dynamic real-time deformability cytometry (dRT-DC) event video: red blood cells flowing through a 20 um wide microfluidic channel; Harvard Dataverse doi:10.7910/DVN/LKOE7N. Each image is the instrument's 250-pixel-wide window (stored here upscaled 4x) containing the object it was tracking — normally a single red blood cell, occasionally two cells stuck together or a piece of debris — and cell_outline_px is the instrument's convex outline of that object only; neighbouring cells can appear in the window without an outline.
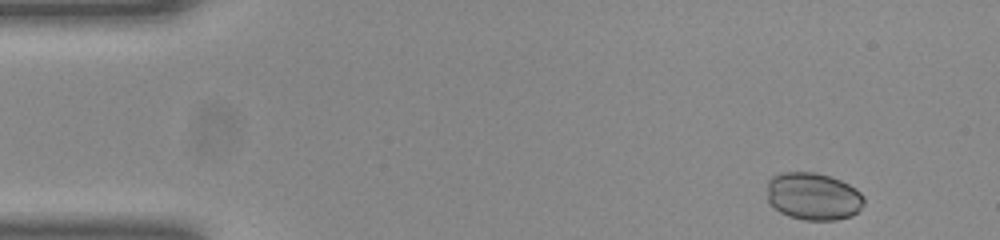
{"species": "common noctule bat (a hibernating species)", "species_latin": "Nyctalus noctula", "temperature_condition": "room temperature", "stored_images_in_passage": 48, "camera_frame_rate_fps": 3000, "um_per_image_px": 0.085, "animal": {"sex": "female", "body_mass_g": 23.0, "forearm_length_mm": 53.4}, "frame": {"image": 1, "passage_image": 2, "time_ms": 0.333, "image_size_px": [1000, 240], "cell_outline_px": [[864, 204], [852, 216], [836, 220], [804, 220], [788, 216], [780, 212], [768, 200], [768, 180], [772, 176], [780, 172], [816, 172], [840, 180], [856, 188], [864, 196]], "centroid_in_image_um": [69.14, 16.69], "position_along_channel_um": 15.9, "area_um2": 26.88}}
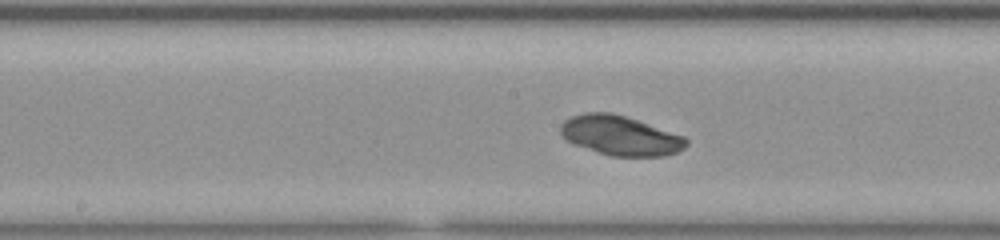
{"frame": {"image": 2, "passage_image": 23, "time_ms": 7.333, "image_size_px": [1000, 240], "cell_outline_px": [[688, 144], [684, 148], [676, 152], [664, 156], [612, 156], [572, 144], [560, 132], [560, 124], [564, 120], [572, 116], [584, 112], [612, 112], [684, 136], [688, 140]], "centroid_in_image_um": [52.71, 11.52], "position_along_channel_um": 195.5, "area_um2": 28.78}}
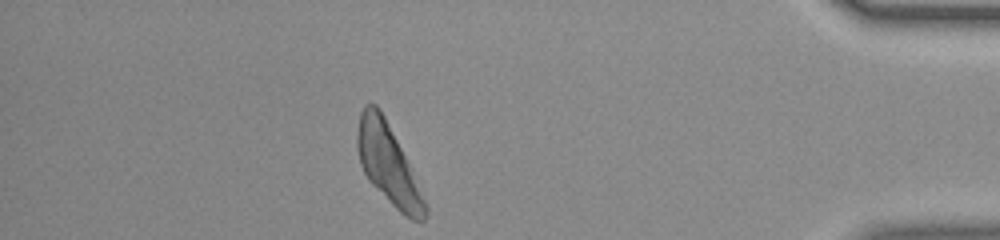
{"frame": {"image": 3, "passage_image": 42, "time_ms": 13.667, "image_size_px": [1000, 240], "cell_outline_px": [[428, 216], [424, 220], [412, 220], [404, 216], [368, 180], [360, 164], [356, 144], [356, 136], [360, 112], [364, 104], [376, 104], [384, 116], [408, 164], [428, 208]], "centroid_in_image_um": [32.96, 13.96], "position_along_channel_um": 402.2, "area_um2": 30.63}, "authors_computed_cell_mechanics": {"area_um2": 29.1312, "velocity_mm_per_s": 4.0021, "shape_relaxation_time_tau1_ms": 0.2657, "shape_relaxation_time_tau2_ms": 1.726, "deformation_change_tau1": null, "deformation_change_tau2": 0.0506}}